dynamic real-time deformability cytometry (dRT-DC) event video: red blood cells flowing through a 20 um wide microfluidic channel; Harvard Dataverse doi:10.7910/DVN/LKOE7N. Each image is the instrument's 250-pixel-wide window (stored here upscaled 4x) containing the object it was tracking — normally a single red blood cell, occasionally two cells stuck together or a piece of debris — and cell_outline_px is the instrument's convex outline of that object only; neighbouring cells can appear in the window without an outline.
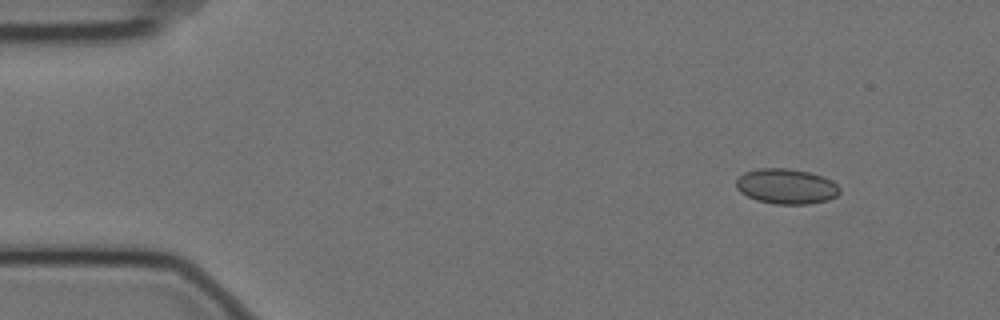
{"species": "Egyptian fruit bat (a non-hibernating species)", "species_latin": "Rousettus aegyptiacus", "temperature_condition": "cold", "stored_images_in_passage": 6, "camera_frame_rate_fps": 3000, "um_per_image_px": 0.085, "animal": {"sex": "female"}, "frame": {"image": 1, "passage_image": 1, "time_ms": 0.0, "image_size_px": [1000, 320], "cell_outline_px": [[840, 192], [836, 196], [828, 200], [808, 204], [776, 204], [756, 200], [740, 192], [736, 188], [736, 180], [744, 172], [756, 168], [788, 168], [808, 172], [824, 176], [832, 180], [840, 188]], "centroid_in_image_um": [66.84, 15.83], "position_along_channel_um": 18.2, "area_um2": 21.39}}
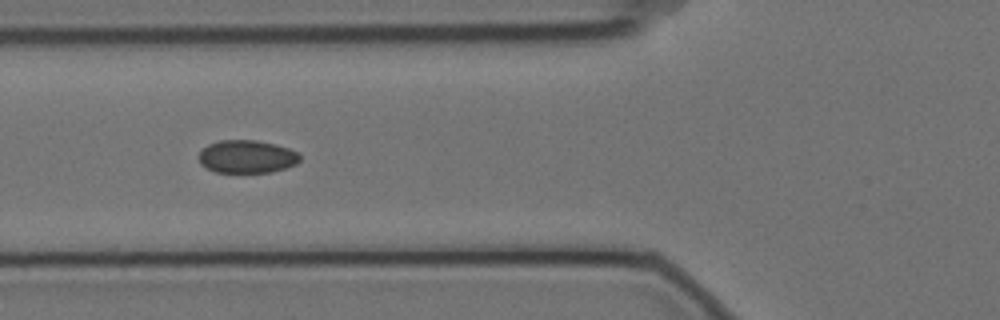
{"frame": {"image": 2, "passage_image": 5, "time_ms": 1.333, "image_size_px": [1000, 320], "cell_outline_px": [[300, 160], [296, 164], [272, 172], [216, 172], [200, 164], [200, 152], [208, 144], [220, 140], [256, 140], [276, 144], [300, 152]], "centroid_in_image_um": [21.02, 13.3], "position_along_channel_um": 104.8, "area_um2": 19.36}}
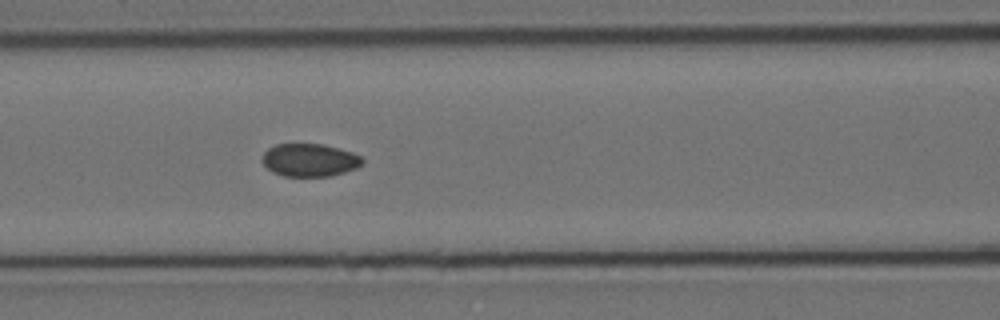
{"frame": {"image": 3, "passage_image": 6, "time_ms": 1.667, "image_size_px": [1000, 320], "cell_outline_px": [[364, 164], [356, 168], [332, 176], [284, 176], [272, 172], [260, 160], [260, 156], [268, 148], [276, 144], [320, 144], [352, 152], [360, 156], [364, 160]], "centroid_in_image_um": [26.29, 13.61], "position_along_channel_um": 140.3, "area_um2": 19.25}}